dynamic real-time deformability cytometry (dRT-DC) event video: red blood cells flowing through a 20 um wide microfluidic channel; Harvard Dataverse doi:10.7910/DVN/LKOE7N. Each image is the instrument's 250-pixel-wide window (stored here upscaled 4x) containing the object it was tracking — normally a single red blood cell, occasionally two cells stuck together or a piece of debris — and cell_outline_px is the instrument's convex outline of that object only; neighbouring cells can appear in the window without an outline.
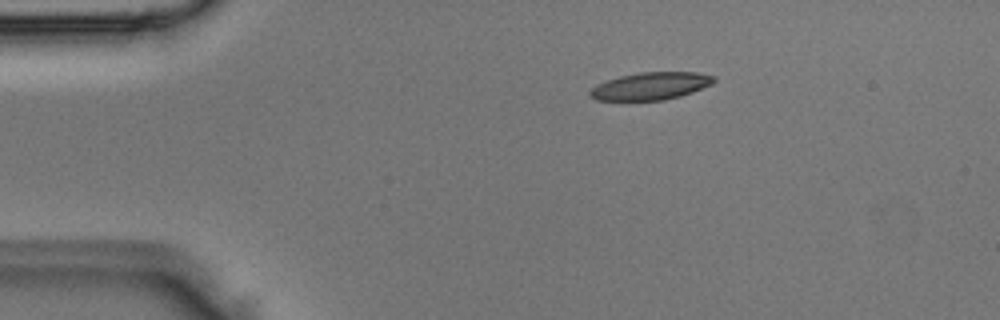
{"species": "Egyptian fruit bat (a non-hibernating species)", "species_latin": "Rousettus aegyptiacus", "temperature_condition": "room temperature", "stored_images_in_passage": 3, "camera_frame_rate_fps": 3000, "um_per_image_px": 0.085, "animal": {"sex": "male"}, "frame": {"image": 1, "passage_image": 1, "time_ms": 0.0, "image_size_px": [1000, 320], "cell_outline_px": [[716, 80], [712, 84], [692, 92], [680, 96], [664, 100], [596, 100], [588, 96], [588, 92], [596, 84], [620, 76], [640, 72], [696, 72], [716, 76]], "centroid_in_image_um": [55.31, 7.31], "position_along_channel_um": 29.7, "area_um2": 19.88}}
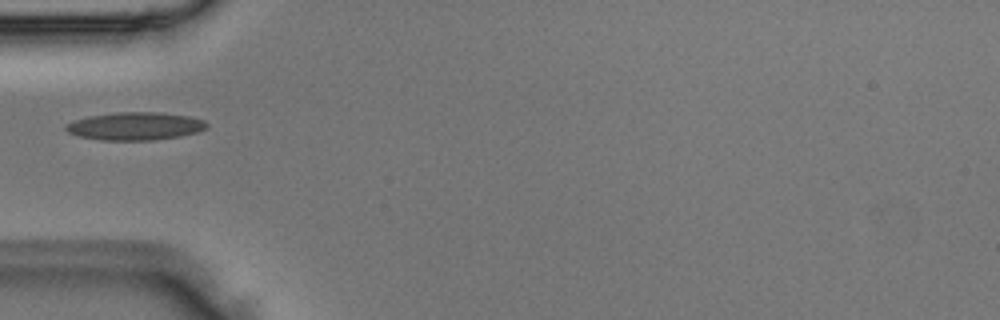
{"frame": {"image": 2, "passage_image": 3, "time_ms": 0.667, "image_size_px": [1000, 320], "cell_outline_px": [[208, 128], [196, 132], [180, 136], [152, 140], [100, 140], [80, 136], [68, 132], [64, 128], [64, 124], [88, 116], [116, 112], [160, 112], [188, 116], [204, 120], [208, 124]], "centroid_in_image_um": [11.49, 10.72], "position_along_channel_um": 73.5, "area_um2": 22.89}}